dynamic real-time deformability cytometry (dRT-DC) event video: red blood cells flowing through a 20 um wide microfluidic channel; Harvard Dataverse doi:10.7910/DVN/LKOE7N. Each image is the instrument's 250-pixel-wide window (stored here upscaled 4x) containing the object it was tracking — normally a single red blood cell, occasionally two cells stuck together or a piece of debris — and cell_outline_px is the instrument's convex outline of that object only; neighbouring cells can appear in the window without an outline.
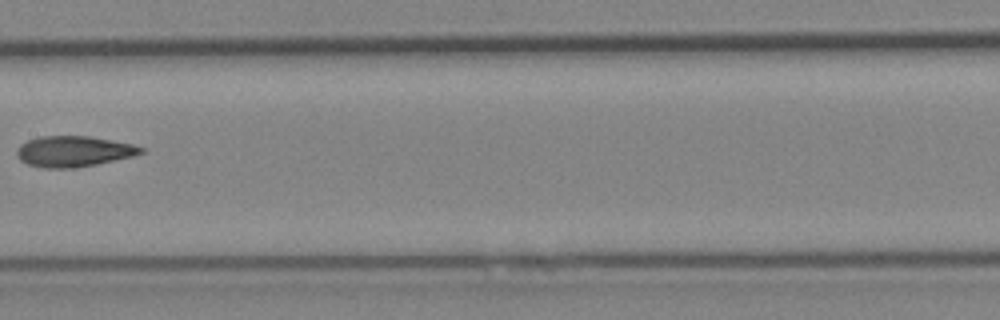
{"species": "Egyptian fruit bat (a non-hibernating species)", "species_latin": "Rousettus aegyptiacus", "temperature_condition": "cold", "stored_images_in_passage": 7, "camera_frame_rate_fps": 3000, "um_per_image_px": 0.085, "animal": {"sex": "female"}, "frame": {"image": 1, "passage_image": 7, "time_ms": 7.333, "image_size_px": [1000, 320], "cell_outline_px": [[144, 152], [132, 156], [96, 164], [72, 168], [44, 168], [28, 164], [20, 160], [16, 152], [20, 144], [28, 140], [40, 136], [88, 136], [112, 140], [132, 144], [144, 148]], "centroid_in_image_um": [6.24, 12.86], "position_along_channel_um": 201.2, "area_um2": 22.08}}